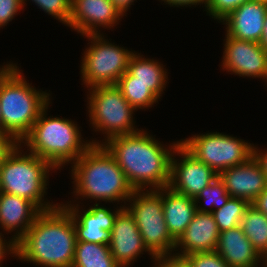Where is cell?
I'll list each match as a JSON object with an SVG mask.
<instances>
[{"label": "cell", "instance_id": "obj_1", "mask_svg": "<svg viewBox=\"0 0 267 267\" xmlns=\"http://www.w3.org/2000/svg\"><path fill=\"white\" fill-rule=\"evenodd\" d=\"M141 129L111 138L103 146L114 157L134 190H157L170 182L171 158L179 141L164 145ZM166 146V147H165Z\"/></svg>", "mask_w": 267, "mask_h": 267}, {"label": "cell", "instance_id": "obj_2", "mask_svg": "<svg viewBox=\"0 0 267 267\" xmlns=\"http://www.w3.org/2000/svg\"><path fill=\"white\" fill-rule=\"evenodd\" d=\"M76 233L72 215L61 203L41 211L17 242V257L41 267H72Z\"/></svg>", "mask_w": 267, "mask_h": 267}, {"label": "cell", "instance_id": "obj_3", "mask_svg": "<svg viewBox=\"0 0 267 267\" xmlns=\"http://www.w3.org/2000/svg\"><path fill=\"white\" fill-rule=\"evenodd\" d=\"M71 176L74 181L73 193L77 198L98 202L126 201L134 189L129 185L124 172L114 157L103 145H91L76 161L71 163ZM79 196V198H78Z\"/></svg>", "mask_w": 267, "mask_h": 267}, {"label": "cell", "instance_id": "obj_4", "mask_svg": "<svg viewBox=\"0 0 267 267\" xmlns=\"http://www.w3.org/2000/svg\"><path fill=\"white\" fill-rule=\"evenodd\" d=\"M17 64L0 68V108L3 129L19 143L30 132L51 94L28 83Z\"/></svg>", "mask_w": 267, "mask_h": 267}, {"label": "cell", "instance_id": "obj_5", "mask_svg": "<svg viewBox=\"0 0 267 267\" xmlns=\"http://www.w3.org/2000/svg\"><path fill=\"white\" fill-rule=\"evenodd\" d=\"M49 105L50 103L40 112L37 121L20 144L59 170L76 161L92 143L91 140L84 141L75 121L56 116L47 117Z\"/></svg>", "mask_w": 267, "mask_h": 267}, {"label": "cell", "instance_id": "obj_6", "mask_svg": "<svg viewBox=\"0 0 267 267\" xmlns=\"http://www.w3.org/2000/svg\"><path fill=\"white\" fill-rule=\"evenodd\" d=\"M19 143L0 165V192H6L33 202L41 211L59 203L44 201L47 195L49 172L56 169L33 153H24Z\"/></svg>", "mask_w": 267, "mask_h": 267}, {"label": "cell", "instance_id": "obj_7", "mask_svg": "<svg viewBox=\"0 0 267 267\" xmlns=\"http://www.w3.org/2000/svg\"><path fill=\"white\" fill-rule=\"evenodd\" d=\"M89 122L94 131L102 132L104 139L92 140V145H103L111 138L136 133L133 114L136 110L123 97L116 85L95 86L88 89ZM104 141V142H103Z\"/></svg>", "mask_w": 267, "mask_h": 267}, {"label": "cell", "instance_id": "obj_8", "mask_svg": "<svg viewBox=\"0 0 267 267\" xmlns=\"http://www.w3.org/2000/svg\"><path fill=\"white\" fill-rule=\"evenodd\" d=\"M127 202L129 204L125 207L133 215L147 249L155 257L173 256L176 241L170 235L164 219L162 188L146 192L134 190Z\"/></svg>", "mask_w": 267, "mask_h": 267}, {"label": "cell", "instance_id": "obj_9", "mask_svg": "<svg viewBox=\"0 0 267 267\" xmlns=\"http://www.w3.org/2000/svg\"><path fill=\"white\" fill-rule=\"evenodd\" d=\"M90 44L81 62V79L86 88L116 85L127 71L130 58L135 53L105 39L102 33L85 35Z\"/></svg>", "mask_w": 267, "mask_h": 267}, {"label": "cell", "instance_id": "obj_10", "mask_svg": "<svg viewBox=\"0 0 267 267\" xmlns=\"http://www.w3.org/2000/svg\"><path fill=\"white\" fill-rule=\"evenodd\" d=\"M180 143L218 175L229 167L246 163L253 156L254 144L220 132L194 134Z\"/></svg>", "mask_w": 267, "mask_h": 267}, {"label": "cell", "instance_id": "obj_11", "mask_svg": "<svg viewBox=\"0 0 267 267\" xmlns=\"http://www.w3.org/2000/svg\"><path fill=\"white\" fill-rule=\"evenodd\" d=\"M217 177L212 168L198 160L181 143L177 145L171 158L168 186L172 190L195 199Z\"/></svg>", "mask_w": 267, "mask_h": 267}, {"label": "cell", "instance_id": "obj_12", "mask_svg": "<svg viewBox=\"0 0 267 267\" xmlns=\"http://www.w3.org/2000/svg\"><path fill=\"white\" fill-rule=\"evenodd\" d=\"M224 41L221 64L224 71L240 77H256L267 81V51L259 43L228 35H225Z\"/></svg>", "mask_w": 267, "mask_h": 267}, {"label": "cell", "instance_id": "obj_13", "mask_svg": "<svg viewBox=\"0 0 267 267\" xmlns=\"http://www.w3.org/2000/svg\"><path fill=\"white\" fill-rule=\"evenodd\" d=\"M66 202L62 204L72 215L76 241L109 245L114 220L123 206L115 208L112 212L111 209L95 202L93 206L81 212L80 204H71V200L70 204Z\"/></svg>", "mask_w": 267, "mask_h": 267}, {"label": "cell", "instance_id": "obj_14", "mask_svg": "<svg viewBox=\"0 0 267 267\" xmlns=\"http://www.w3.org/2000/svg\"><path fill=\"white\" fill-rule=\"evenodd\" d=\"M110 252L120 267H129L143 252H148L152 261L156 257L144 245L133 215L126 207L117 214L110 232Z\"/></svg>", "mask_w": 267, "mask_h": 267}, {"label": "cell", "instance_id": "obj_15", "mask_svg": "<svg viewBox=\"0 0 267 267\" xmlns=\"http://www.w3.org/2000/svg\"><path fill=\"white\" fill-rule=\"evenodd\" d=\"M124 15L111 0H72L68 27L80 35L100 34V28L109 29L119 24Z\"/></svg>", "mask_w": 267, "mask_h": 267}, {"label": "cell", "instance_id": "obj_16", "mask_svg": "<svg viewBox=\"0 0 267 267\" xmlns=\"http://www.w3.org/2000/svg\"><path fill=\"white\" fill-rule=\"evenodd\" d=\"M218 176L231 197L244 199L250 204L267 187V177L254 156L244 164L229 167Z\"/></svg>", "mask_w": 267, "mask_h": 267}, {"label": "cell", "instance_id": "obj_17", "mask_svg": "<svg viewBox=\"0 0 267 267\" xmlns=\"http://www.w3.org/2000/svg\"><path fill=\"white\" fill-rule=\"evenodd\" d=\"M266 13L267 3L248 0L220 22L226 25V35L239 40L259 43Z\"/></svg>", "mask_w": 267, "mask_h": 267}, {"label": "cell", "instance_id": "obj_18", "mask_svg": "<svg viewBox=\"0 0 267 267\" xmlns=\"http://www.w3.org/2000/svg\"><path fill=\"white\" fill-rule=\"evenodd\" d=\"M219 235L213 214L196 212L184 233L176 241L175 251H180L175 252L173 256L183 258L196 252L215 251Z\"/></svg>", "mask_w": 267, "mask_h": 267}, {"label": "cell", "instance_id": "obj_19", "mask_svg": "<svg viewBox=\"0 0 267 267\" xmlns=\"http://www.w3.org/2000/svg\"><path fill=\"white\" fill-rule=\"evenodd\" d=\"M41 210L30 200L0 192V227L18 242L32 226ZM17 230V231H16Z\"/></svg>", "mask_w": 267, "mask_h": 267}, {"label": "cell", "instance_id": "obj_20", "mask_svg": "<svg viewBox=\"0 0 267 267\" xmlns=\"http://www.w3.org/2000/svg\"><path fill=\"white\" fill-rule=\"evenodd\" d=\"M216 251L230 267L266 266L240 226L220 232Z\"/></svg>", "mask_w": 267, "mask_h": 267}, {"label": "cell", "instance_id": "obj_21", "mask_svg": "<svg viewBox=\"0 0 267 267\" xmlns=\"http://www.w3.org/2000/svg\"><path fill=\"white\" fill-rule=\"evenodd\" d=\"M193 198L172 190L169 186L162 188V206L167 229L177 241L197 212Z\"/></svg>", "mask_w": 267, "mask_h": 267}, {"label": "cell", "instance_id": "obj_22", "mask_svg": "<svg viewBox=\"0 0 267 267\" xmlns=\"http://www.w3.org/2000/svg\"><path fill=\"white\" fill-rule=\"evenodd\" d=\"M141 53L132 55L127 72L132 76V82H141L160 99L165 90L168 73L158 60L144 58Z\"/></svg>", "mask_w": 267, "mask_h": 267}, {"label": "cell", "instance_id": "obj_23", "mask_svg": "<svg viewBox=\"0 0 267 267\" xmlns=\"http://www.w3.org/2000/svg\"><path fill=\"white\" fill-rule=\"evenodd\" d=\"M240 227L254 249L267 261V216L250 204L242 217Z\"/></svg>", "mask_w": 267, "mask_h": 267}, {"label": "cell", "instance_id": "obj_24", "mask_svg": "<svg viewBox=\"0 0 267 267\" xmlns=\"http://www.w3.org/2000/svg\"><path fill=\"white\" fill-rule=\"evenodd\" d=\"M72 267H120L109 245L76 241Z\"/></svg>", "mask_w": 267, "mask_h": 267}, {"label": "cell", "instance_id": "obj_25", "mask_svg": "<svg viewBox=\"0 0 267 267\" xmlns=\"http://www.w3.org/2000/svg\"><path fill=\"white\" fill-rule=\"evenodd\" d=\"M116 86L136 111L149 109L160 100L147 85L141 82H132V76L127 71L119 78Z\"/></svg>", "mask_w": 267, "mask_h": 267}, {"label": "cell", "instance_id": "obj_26", "mask_svg": "<svg viewBox=\"0 0 267 267\" xmlns=\"http://www.w3.org/2000/svg\"><path fill=\"white\" fill-rule=\"evenodd\" d=\"M250 203L244 199L230 197L220 209L212 212L219 232L240 226L242 217Z\"/></svg>", "mask_w": 267, "mask_h": 267}, {"label": "cell", "instance_id": "obj_27", "mask_svg": "<svg viewBox=\"0 0 267 267\" xmlns=\"http://www.w3.org/2000/svg\"><path fill=\"white\" fill-rule=\"evenodd\" d=\"M230 197L231 196L227 193L223 181L218 176L213 182L206 186L194 199L195 203L197 204V212L212 213L214 210L220 209L222 206H224ZM203 201L206 205L210 207H215L216 209H210L207 206L201 207L202 203H204ZM198 203L201 205H198Z\"/></svg>", "mask_w": 267, "mask_h": 267}, {"label": "cell", "instance_id": "obj_28", "mask_svg": "<svg viewBox=\"0 0 267 267\" xmlns=\"http://www.w3.org/2000/svg\"><path fill=\"white\" fill-rule=\"evenodd\" d=\"M25 1L22 0L23 7H25ZM32 3L36 4L39 9L46 12L51 17H54L59 22L68 26L71 16V1L72 0H31Z\"/></svg>", "mask_w": 267, "mask_h": 267}, {"label": "cell", "instance_id": "obj_29", "mask_svg": "<svg viewBox=\"0 0 267 267\" xmlns=\"http://www.w3.org/2000/svg\"><path fill=\"white\" fill-rule=\"evenodd\" d=\"M189 267H230L215 250L212 252H196L183 257Z\"/></svg>", "mask_w": 267, "mask_h": 267}, {"label": "cell", "instance_id": "obj_30", "mask_svg": "<svg viewBox=\"0 0 267 267\" xmlns=\"http://www.w3.org/2000/svg\"><path fill=\"white\" fill-rule=\"evenodd\" d=\"M246 1L248 0H207L204 11L211 18L219 20L218 22L220 23L228 14Z\"/></svg>", "mask_w": 267, "mask_h": 267}, {"label": "cell", "instance_id": "obj_31", "mask_svg": "<svg viewBox=\"0 0 267 267\" xmlns=\"http://www.w3.org/2000/svg\"><path fill=\"white\" fill-rule=\"evenodd\" d=\"M23 8L22 0H0V28L9 24Z\"/></svg>", "mask_w": 267, "mask_h": 267}, {"label": "cell", "instance_id": "obj_32", "mask_svg": "<svg viewBox=\"0 0 267 267\" xmlns=\"http://www.w3.org/2000/svg\"><path fill=\"white\" fill-rule=\"evenodd\" d=\"M19 142L9 133H0V165Z\"/></svg>", "mask_w": 267, "mask_h": 267}, {"label": "cell", "instance_id": "obj_33", "mask_svg": "<svg viewBox=\"0 0 267 267\" xmlns=\"http://www.w3.org/2000/svg\"><path fill=\"white\" fill-rule=\"evenodd\" d=\"M11 255V257H17V242L13 238L8 239L4 238V234L0 232V267L6 256Z\"/></svg>", "mask_w": 267, "mask_h": 267}, {"label": "cell", "instance_id": "obj_34", "mask_svg": "<svg viewBox=\"0 0 267 267\" xmlns=\"http://www.w3.org/2000/svg\"><path fill=\"white\" fill-rule=\"evenodd\" d=\"M153 267H189L183 258L174 256L156 257Z\"/></svg>", "mask_w": 267, "mask_h": 267}, {"label": "cell", "instance_id": "obj_35", "mask_svg": "<svg viewBox=\"0 0 267 267\" xmlns=\"http://www.w3.org/2000/svg\"><path fill=\"white\" fill-rule=\"evenodd\" d=\"M160 1V0H159ZM162 2H164L165 4H168V5H170L171 7L172 6H176V7H187V6H193V5H195V7H196V5H199L200 4V6L202 5V4H204V6H202V7H206V4H207V0H161Z\"/></svg>", "mask_w": 267, "mask_h": 267}, {"label": "cell", "instance_id": "obj_36", "mask_svg": "<svg viewBox=\"0 0 267 267\" xmlns=\"http://www.w3.org/2000/svg\"><path fill=\"white\" fill-rule=\"evenodd\" d=\"M253 156L260 163L263 172L267 177V149L261 150L256 145L253 146Z\"/></svg>", "mask_w": 267, "mask_h": 267}, {"label": "cell", "instance_id": "obj_37", "mask_svg": "<svg viewBox=\"0 0 267 267\" xmlns=\"http://www.w3.org/2000/svg\"><path fill=\"white\" fill-rule=\"evenodd\" d=\"M252 204L267 216V187Z\"/></svg>", "mask_w": 267, "mask_h": 267}, {"label": "cell", "instance_id": "obj_38", "mask_svg": "<svg viewBox=\"0 0 267 267\" xmlns=\"http://www.w3.org/2000/svg\"><path fill=\"white\" fill-rule=\"evenodd\" d=\"M136 0H111V2L119 9V11L124 15L130 9L133 2Z\"/></svg>", "mask_w": 267, "mask_h": 267}, {"label": "cell", "instance_id": "obj_39", "mask_svg": "<svg viewBox=\"0 0 267 267\" xmlns=\"http://www.w3.org/2000/svg\"><path fill=\"white\" fill-rule=\"evenodd\" d=\"M259 44L264 48L265 51H267V13H266V17L264 20L263 33H262Z\"/></svg>", "mask_w": 267, "mask_h": 267}, {"label": "cell", "instance_id": "obj_40", "mask_svg": "<svg viewBox=\"0 0 267 267\" xmlns=\"http://www.w3.org/2000/svg\"><path fill=\"white\" fill-rule=\"evenodd\" d=\"M0 133H7L2 126V119H1V108H0Z\"/></svg>", "mask_w": 267, "mask_h": 267}, {"label": "cell", "instance_id": "obj_41", "mask_svg": "<svg viewBox=\"0 0 267 267\" xmlns=\"http://www.w3.org/2000/svg\"><path fill=\"white\" fill-rule=\"evenodd\" d=\"M257 1L267 3V0H257Z\"/></svg>", "mask_w": 267, "mask_h": 267}]
</instances>
